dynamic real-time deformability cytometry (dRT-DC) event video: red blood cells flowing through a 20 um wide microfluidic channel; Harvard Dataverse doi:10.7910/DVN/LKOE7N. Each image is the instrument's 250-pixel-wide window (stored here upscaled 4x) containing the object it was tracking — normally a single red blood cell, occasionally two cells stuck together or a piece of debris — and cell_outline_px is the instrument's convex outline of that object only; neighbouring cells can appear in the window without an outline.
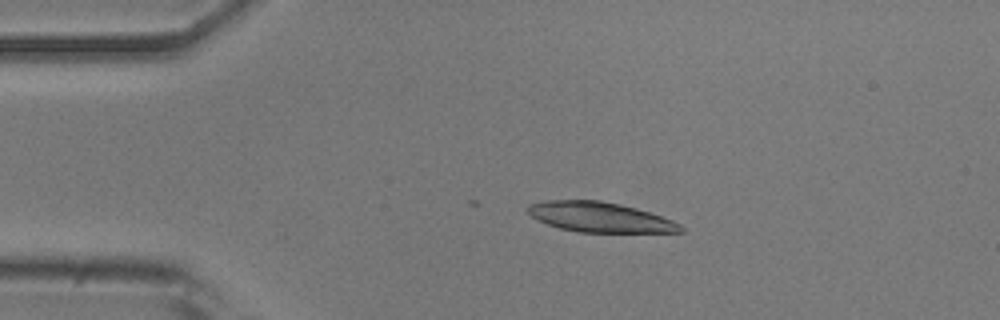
{"species": "common noctule bat (a hibernating species)", "species_latin": "Nyctalus noctula", "temperature_condition": "room temperature", "stored_images_in_passage": 13, "camera_frame_rate_fps": 3000, "um_per_image_px": 0.085, "animal": {"sex": "male", "body_mass_g": 20.5, "forearm_length_mm": 52.5}, "frame": {"image": 1, "passage_image": 5, "time_ms": 1.333, "image_size_px": [1000, 320], "cell_outline_px": [[684, 232], [576, 232], [560, 228], [548, 224], [532, 216], [528, 212], [528, 204], [544, 200], [600, 200], [620, 204], [636, 208], [672, 220], [680, 224], [684, 228]], "centroid_in_image_um": [50.99, 18.45], "position_along_channel_um": 34.0, "area_um2": 26.53}}
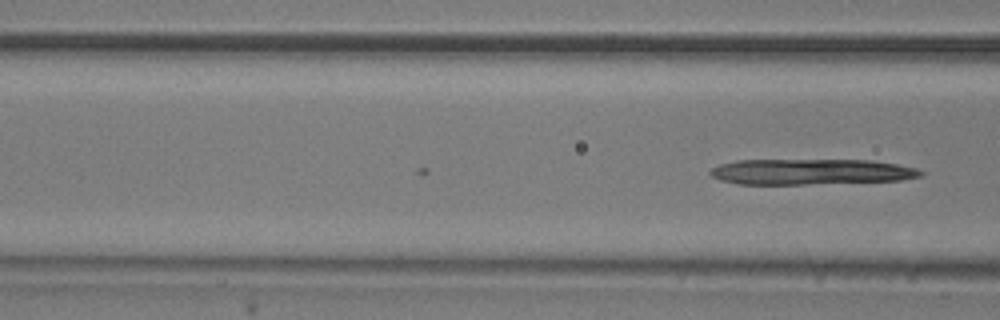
{"frame": {"image": 2, "passage_image": 13, "time_ms": 4.0, "image_size_px": [1000, 320], "cell_outline_px": [[924, 172], [920, 176], [900, 180], [804, 184], [736, 184], [720, 180], [712, 176], [708, 172], [712, 168], [720, 164], [736, 160], [868, 160], [896, 164], [916, 168]], "centroid_in_image_um": [68.87, 14.6], "position_along_channel_um": 97.7, "area_um2": 31.33}}